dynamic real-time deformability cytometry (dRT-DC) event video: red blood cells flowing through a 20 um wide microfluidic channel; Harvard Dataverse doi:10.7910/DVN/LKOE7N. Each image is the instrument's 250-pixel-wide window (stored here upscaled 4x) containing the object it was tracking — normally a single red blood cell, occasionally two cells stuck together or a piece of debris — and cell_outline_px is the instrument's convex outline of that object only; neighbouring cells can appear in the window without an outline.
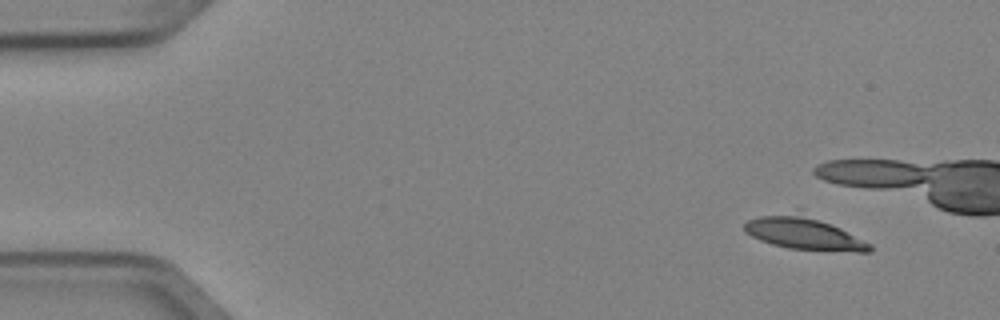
{"species": "Egyptian fruit bat (a non-hibernating species)", "species_latin": "Rousettus aegyptiacus", "temperature_condition": "cold", "stored_images_in_passage": 4, "camera_frame_rate_fps": 3000, "um_per_image_px": 0.085, "animal": {"sex": "female"}, "frame": {"image": 1, "passage_image": 1, "time_ms": 0.0, "image_size_px": [1000, 320], "cell_outline_px": [[872, 252], [856, 252], [788, 248], [772, 244], [760, 240], [744, 232], [744, 224], [748, 220], [760, 216], [796, 216], [816, 220], [840, 228], [872, 244]], "centroid_in_image_um": [68.36, 19.92], "position_along_channel_um": 16.6, "area_um2": 22.25}}